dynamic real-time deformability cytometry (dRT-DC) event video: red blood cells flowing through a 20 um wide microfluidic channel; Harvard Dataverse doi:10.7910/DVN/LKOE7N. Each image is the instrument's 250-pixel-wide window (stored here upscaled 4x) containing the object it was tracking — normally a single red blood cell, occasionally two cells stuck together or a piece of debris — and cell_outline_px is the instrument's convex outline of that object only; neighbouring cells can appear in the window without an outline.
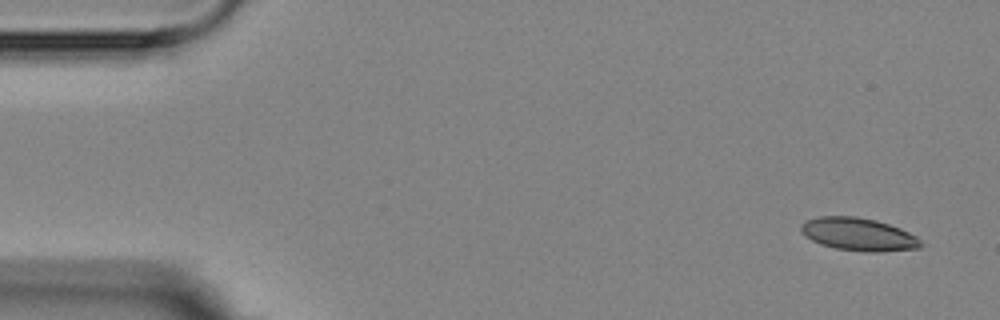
{"species": "Egyptian fruit bat (a non-hibernating species)", "species_latin": "Rousettus aegyptiacus", "temperature_condition": "room temperature", "stored_images_in_passage": 5, "camera_frame_rate_fps": 3000, "um_per_image_px": 0.085, "animal": {"sex": "female"}, "frame": {"image": 1, "passage_image": 1, "time_ms": 0.0, "image_size_px": [1000, 320], "cell_outline_px": [[920, 248], [876, 252], [868, 252], [836, 248], [820, 244], [804, 236], [800, 232], [800, 224], [808, 220], [820, 216], [856, 216], [876, 220], [900, 228], [916, 236], [920, 240]], "centroid_in_image_um": [72.93, 19.91], "position_along_channel_um": 12.1, "area_um2": 22.83}}
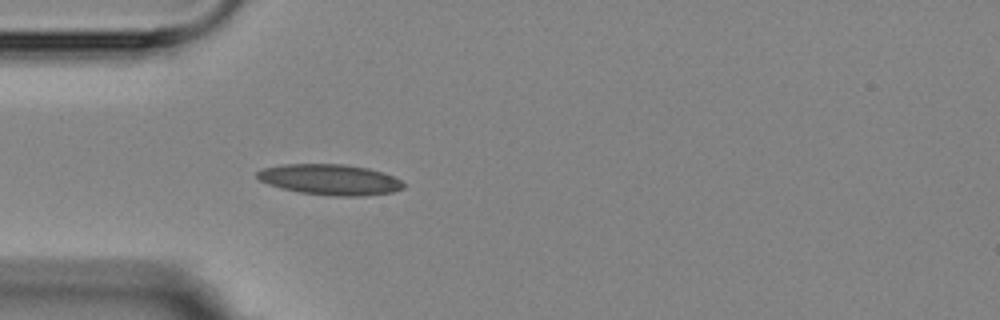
{"frame": {"image": 2, "passage_image": 5, "time_ms": 4.333, "image_size_px": [1000, 320], "cell_outline_px": [[408, 184], [404, 188], [392, 192], [364, 196], [332, 196], [300, 192], [280, 188], [268, 184], [260, 180], [256, 176], [256, 172], [264, 168], [284, 164], [344, 164], [368, 168], [384, 172]], "centroid_in_image_um": [28.08, 15.27], "position_along_channel_um": 56.9, "area_um2": 26.3}}